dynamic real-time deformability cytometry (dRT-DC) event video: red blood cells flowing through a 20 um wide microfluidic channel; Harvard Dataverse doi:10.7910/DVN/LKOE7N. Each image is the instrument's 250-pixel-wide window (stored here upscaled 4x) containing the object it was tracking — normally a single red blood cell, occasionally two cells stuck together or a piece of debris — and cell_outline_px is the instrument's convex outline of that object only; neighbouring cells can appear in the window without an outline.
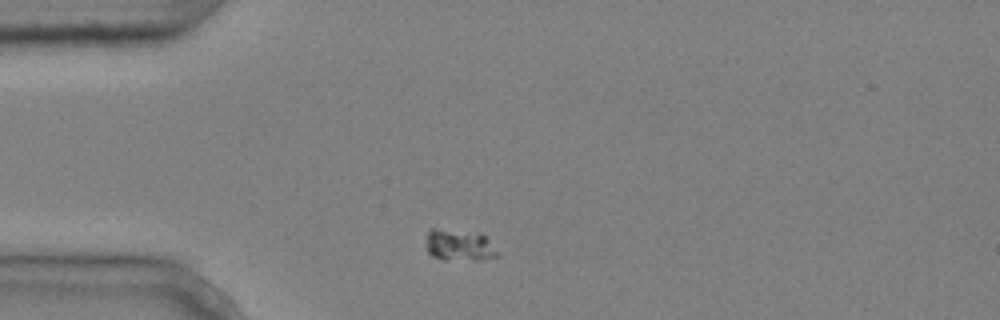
{"species": "common noctule bat (a hibernating species)", "species_latin": "Nyctalus noctula", "temperature_condition": "cold", "stored_images_in_passage": 4, "camera_frame_rate_fps": 3000, "um_per_image_px": 0.085, "animal": {"sex": "male", "body_mass_g": 20.4}, "frame": {"image": 1, "passage_image": 1, "time_ms": 0.0, "image_size_px": [1000, 320], "cell_outline_px": [[500, 256], [476, 260], [432, 256], [428, 252], [428, 232], [432, 228], [436, 228], [480, 232], [500, 252]], "centroid_in_image_um": [39.11, 20.8], "position_along_channel_um": 45.9, "area_um2": 12.77}}